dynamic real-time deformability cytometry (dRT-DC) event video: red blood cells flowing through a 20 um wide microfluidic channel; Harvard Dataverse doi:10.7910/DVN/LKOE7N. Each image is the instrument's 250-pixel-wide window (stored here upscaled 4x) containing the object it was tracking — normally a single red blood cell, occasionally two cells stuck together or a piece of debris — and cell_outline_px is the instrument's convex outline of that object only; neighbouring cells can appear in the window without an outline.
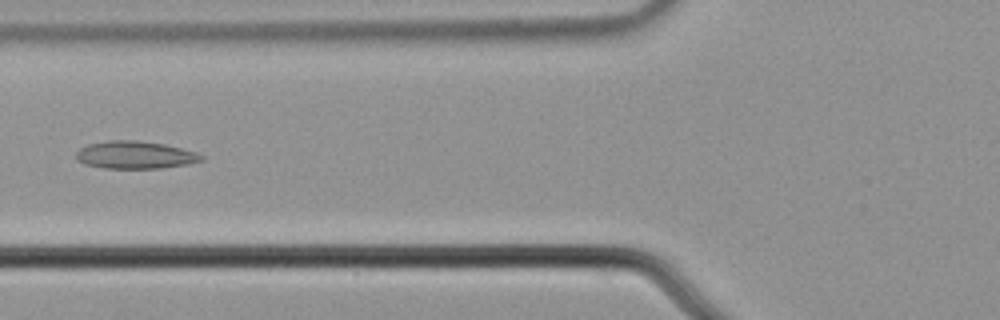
{"species": "common noctule bat (a hibernating species)", "species_latin": "Nyctalus noctula", "temperature_condition": "cold", "stored_images_in_passage": 6, "camera_frame_rate_fps": 3000, "um_per_image_px": 0.085, "animal": {"sex": "male", "body_mass_g": 21.5, "forearm_length_mm": 52.0}, "frame": {"image": 1, "passage_image": 6, "time_ms": 1.667, "image_size_px": [1000, 320], "cell_outline_px": [[204, 160], [188, 164], [160, 168], [104, 168], [84, 164], [76, 160], [76, 152], [80, 148], [88, 144], [108, 140], [136, 140], [164, 144], [196, 152], [204, 156]], "centroid_in_image_um": [11.47, 13.17], "position_along_channel_um": 114.3, "area_um2": 20.17}}